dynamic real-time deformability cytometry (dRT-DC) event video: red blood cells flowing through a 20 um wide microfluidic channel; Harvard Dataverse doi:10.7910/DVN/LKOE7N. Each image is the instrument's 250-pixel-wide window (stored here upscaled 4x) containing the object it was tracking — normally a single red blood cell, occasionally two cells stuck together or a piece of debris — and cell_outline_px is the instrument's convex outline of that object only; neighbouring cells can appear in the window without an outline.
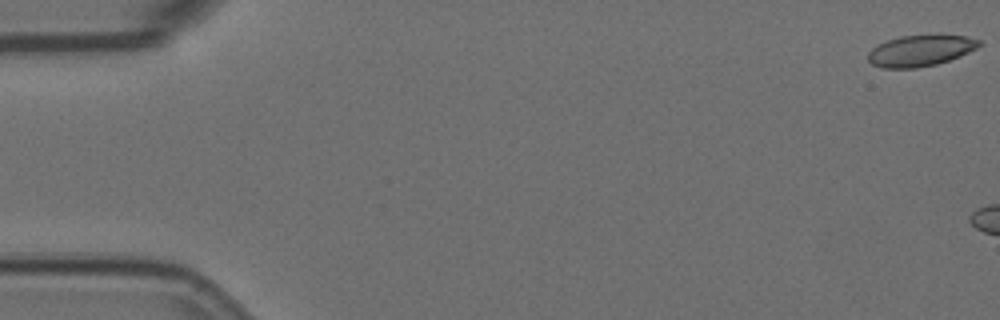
{"species": "Egyptian fruit bat (a non-hibernating species)", "species_latin": "Rousettus aegyptiacus", "temperature_condition": "room temperature", "stored_images_in_passage": 4, "camera_frame_rate_fps": 3000, "um_per_image_px": 0.085, "animal": {"sex": "female"}, "frame": {"image": 1, "passage_image": 1, "time_ms": 0.0, "image_size_px": [1000, 320], "cell_outline_px": [[984, 44], [960, 56], [936, 64], [916, 68], [880, 68], [872, 64], [868, 60], [868, 52], [872, 48], [888, 40], [900, 36], [936, 32], [968, 36], [980, 40]], "centroid_in_image_um": [78.29, 4.26], "position_along_channel_um": 6.7, "area_um2": 20.87}}